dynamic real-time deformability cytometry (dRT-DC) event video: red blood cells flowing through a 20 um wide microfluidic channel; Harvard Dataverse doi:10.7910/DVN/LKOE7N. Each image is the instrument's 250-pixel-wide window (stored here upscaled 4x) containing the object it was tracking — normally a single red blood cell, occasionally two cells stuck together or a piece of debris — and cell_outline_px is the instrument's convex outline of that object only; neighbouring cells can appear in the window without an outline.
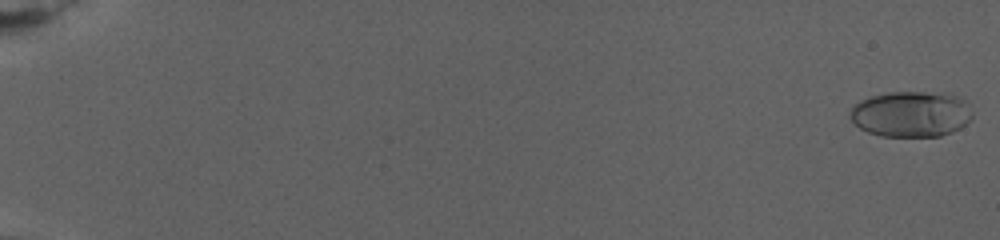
{"species": "human", "species_latin": "Homo sapiens", "temperature_condition": "warm", "stored_images_in_passage": 13, "camera_frame_rate_fps": 3000, "um_per_image_px": 0.085, "donor": {"sex": "female"}, "frame": {"image": 1, "passage_image": 1, "time_ms": 0.0, "image_size_px": [1000, 240], "cell_outline_px": [[972, 116], [960, 128], [952, 132], [940, 136], [880, 136], [868, 132], [860, 128], [848, 116], [852, 108], [860, 100], [872, 96], [888, 92], [948, 92], [964, 100]], "centroid_in_image_um": [77.42, 9.68], "position_along_channel_um": 7.6, "area_um2": 32.54}}
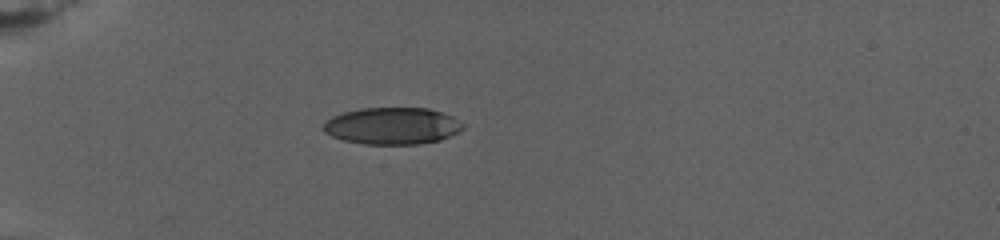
{"frame": {"image": 2, "passage_image": 9, "time_ms": 8.333, "image_size_px": [1000, 240], "cell_outline_px": [[464, 128], [460, 132], [440, 140], [416, 144], [364, 144], [344, 140], [332, 136], [324, 132], [324, 124], [332, 116], [344, 112], [360, 108], [428, 108], [452, 116], [464, 124]], "centroid_in_image_um": [33.37, 10.7], "position_along_channel_um": 51.6, "area_um2": 29.94}}
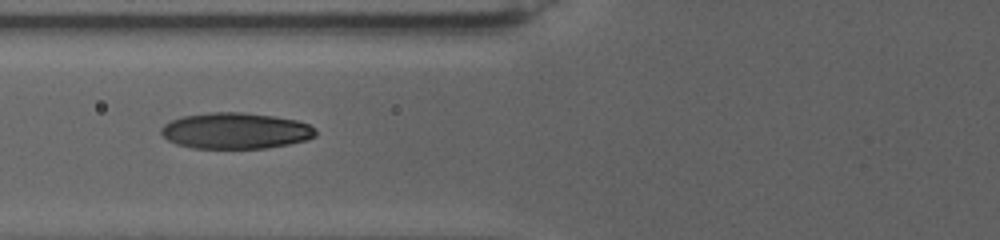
{"frame": {"image": 3, "passage_image": 12, "time_ms": 11.333, "image_size_px": [1000, 240], "cell_outline_px": [[316, 136], [304, 140], [288, 144], [268, 148], [192, 148], [176, 144], [168, 140], [160, 132], [160, 128], [164, 124], [180, 116], [212, 112], [244, 112], [272, 116], [296, 120], [308, 124], [316, 132]], "centroid_in_image_um": [19.98, 11.11], "position_along_channel_um": 105.8, "area_um2": 32.43}}